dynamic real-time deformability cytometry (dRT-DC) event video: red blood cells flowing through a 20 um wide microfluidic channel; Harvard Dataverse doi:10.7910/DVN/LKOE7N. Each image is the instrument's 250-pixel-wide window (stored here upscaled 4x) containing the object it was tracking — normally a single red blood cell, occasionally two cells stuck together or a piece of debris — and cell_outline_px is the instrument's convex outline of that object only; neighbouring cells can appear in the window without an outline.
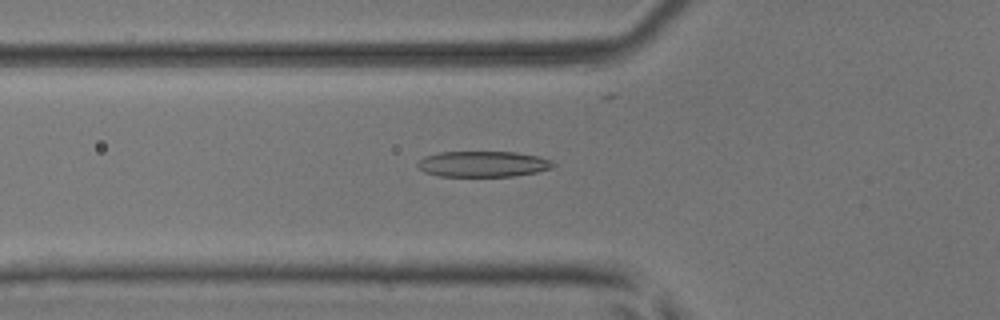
{"species": "common noctule bat (a hibernating species)", "species_latin": "Nyctalus noctula", "temperature_condition": "room temperature", "stored_images_in_passage": 45, "camera_frame_rate_fps": 3000, "um_per_image_px": 0.085, "animal": {"sex": "male", "body_mass_g": 17.9, "forearm_length_mm": 54.2}, "frame": {"image": 1, "passage_image": 11, "time_ms": 3.333, "image_size_px": [1000, 320], "cell_outline_px": [[556, 164], [552, 168], [536, 172], [512, 176], [440, 176], [424, 172], [416, 164], [424, 156], [440, 152], [516, 152], [540, 156], [552, 160]], "centroid_in_image_um": [41.08, 13.93], "position_along_channel_um": 84.7, "area_um2": 20.4}}
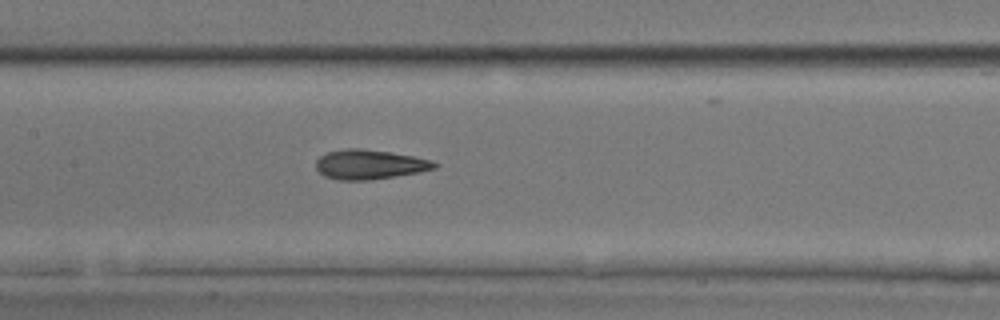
{"frame": {"image": 2, "passage_image": 18, "time_ms": 5.667, "image_size_px": [1000, 320], "cell_outline_px": [[440, 164], [436, 168], [420, 172], [368, 180], [340, 180], [324, 176], [316, 168], [316, 160], [320, 156], [328, 152], [344, 148], [360, 148], [388, 152], [412, 156], [432, 160]], "centroid_in_image_um": [31.42, 13.97], "position_along_channel_um": 176.0, "area_um2": 20.35}}
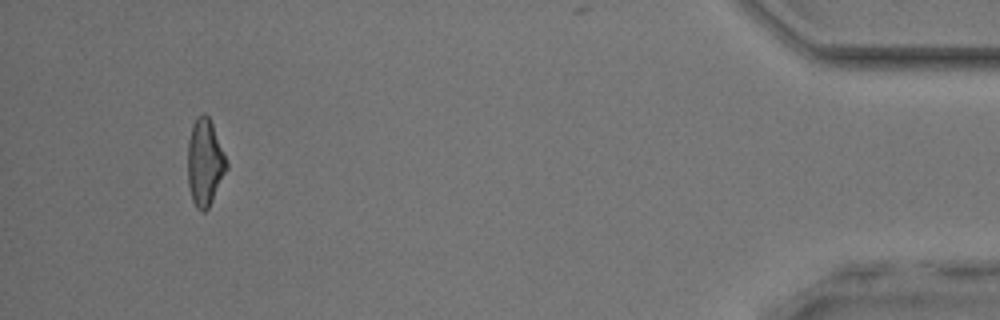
{"frame": {"image": 3, "passage_image": 42, "time_ms": 13.667, "image_size_px": [1000, 320], "cell_outline_px": [[228, 168], [208, 208], [204, 212], [200, 212], [196, 208], [192, 200], [188, 184], [188, 140], [192, 124], [196, 116], [204, 112], [208, 116], [212, 124], [228, 164]], "centroid_in_image_um": [17.39, 13.81], "position_along_channel_um": 417.8, "area_um2": 19.59}, "authors_computed_cell_mechanics": {"area_um2": 20.0566, "velocity_mm_per_s": 3.8892, "shape_relaxation_time_tau1_ms": 3.3995, "shape_relaxation_time_tau2_ms": 1.7926, "deformation_change_tau1": 0.1506, "deformation_change_tau2": 0.1212}}